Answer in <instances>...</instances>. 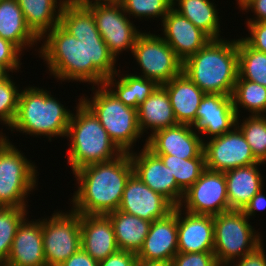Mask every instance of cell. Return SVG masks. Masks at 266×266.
<instances>
[{
    "label": "cell",
    "mask_w": 266,
    "mask_h": 266,
    "mask_svg": "<svg viewBox=\"0 0 266 266\" xmlns=\"http://www.w3.org/2000/svg\"><path fill=\"white\" fill-rule=\"evenodd\" d=\"M117 76L119 79L116 80ZM104 84L120 101L134 109H137L159 86L156 81L133 73L120 76L118 71L111 77L106 78Z\"/></svg>",
    "instance_id": "f1b7e54d"
},
{
    "label": "cell",
    "mask_w": 266,
    "mask_h": 266,
    "mask_svg": "<svg viewBox=\"0 0 266 266\" xmlns=\"http://www.w3.org/2000/svg\"><path fill=\"white\" fill-rule=\"evenodd\" d=\"M42 40L39 57L58 80L89 82L94 90V86L104 84L106 78L120 71L103 38H76L58 24Z\"/></svg>",
    "instance_id": "6da1fadb"
},
{
    "label": "cell",
    "mask_w": 266,
    "mask_h": 266,
    "mask_svg": "<svg viewBox=\"0 0 266 266\" xmlns=\"http://www.w3.org/2000/svg\"><path fill=\"white\" fill-rule=\"evenodd\" d=\"M0 266H13V265H10L9 263H3V264H0Z\"/></svg>",
    "instance_id": "816d5d0a"
},
{
    "label": "cell",
    "mask_w": 266,
    "mask_h": 266,
    "mask_svg": "<svg viewBox=\"0 0 266 266\" xmlns=\"http://www.w3.org/2000/svg\"><path fill=\"white\" fill-rule=\"evenodd\" d=\"M238 5H239V8L241 10V8L249 1V0H236Z\"/></svg>",
    "instance_id": "f907efd6"
},
{
    "label": "cell",
    "mask_w": 266,
    "mask_h": 266,
    "mask_svg": "<svg viewBox=\"0 0 266 266\" xmlns=\"http://www.w3.org/2000/svg\"><path fill=\"white\" fill-rule=\"evenodd\" d=\"M228 266H266V254L263 242L253 252L245 254L239 259H235Z\"/></svg>",
    "instance_id": "7bdbcfd3"
},
{
    "label": "cell",
    "mask_w": 266,
    "mask_h": 266,
    "mask_svg": "<svg viewBox=\"0 0 266 266\" xmlns=\"http://www.w3.org/2000/svg\"><path fill=\"white\" fill-rule=\"evenodd\" d=\"M158 156L166 167H169L173 174L177 186L185 192L193 185L206 169L205 157H196L191 159H181L174 155L154 154Z\"/></svg>",
    "instance_id": "836d02e7"
},
{
    "label": "cell",
    "mask_w": 266,
    "mask_h": 266,
    "mask_svg": "<svg viewBox=\"0 0 266 266\" xmlns=\"http://www.w3.org/2000/svg\"><path fill=\"white\" fill-rule=\"evenodd\" d=\"M177 206L162 219L151 223L142 248L136 254L138 259L171 263L178 253Z\"/></svg>",
    "instance_id": "d6986e66"
},
{
    "label": "cell",
    "mask_w": 266,
    "mask_h": 266,
    "mask_svg": "<svg viewBox=\"0 0 266 266\" xmlns=\"http://www.w3.org/2000/svg\"><path fill=\"white\" fill-rule=\"evenodd\" d=\"M4 135L0 132V206L26 208L28 194L38 185L37 167Z\"/></svg>",
    "instance_id": "52a82bcc"
},
{
    "label": "cell",
    "mask_w": 266,
    "mask_h": 266,
    "mask_svg": "<svg viewBox=\"0 0 266 266\" xmlns=\"http://www.w3.org/2000/svg\"><path fill=\"white\" fill-rule=\"evenodd\" d=\"M209 140H204L203 150L205 167L208 170L226 172L259 163L236 125L227 133Z\"/></svg>",
    "instance_id": "7c38bea8"
},
{
    "label": "cell",
    "mask_w": 266,
    "mask_h": 266,
    "mask_svg": "<svg viewBox=\"0 0 266 266\" xmlns=\"http://www.w3.org/2000/svg\"><path fill=\"white\" fill-rule=\"evenodd\" d=\"M161 22L162 35H164L162 38L182 62L197 53L211 40L205 32L173 8Z\"/></svg>",
    "instance_id": "e0dca14e"
},
{
    "label": "cell",
    "mask_w": 266,
    "mask_h": 266,
    "mask_svg": "<svg viewBox=\"0 0 266 266\" xmlns=\"http://www.w3.org/2000/svg\"><path fill=\"white\" fill-rule=\"evenodd\" d=\"M11 77L9 74L0 81V122L9 128L14 122L21 92Z\"/></svg>",
    "instance_id": "74e56055"
},
{
    "label": "cell",
    "mask_w": 266,
    "mask_h": 266,
    "mask_svg": "<svg viewBox=\"0 0 266 266\" xmlns=\"http://www.w3.org/2000/svg\"><path fill=\"white\" fill-rule=\"evenodd\" d=\"M172 6L211 39H221L219 13L214 3L209 0H173Z\"/></svg>",
    "instance_id": "f546056e"
},
{
    "label": "cell",
    "mask_w": 266,
    "mask_h": 266,
    "mask_svg": "<svg viewBox=\"0 0 266 266\" xmlns=\"http://www.w3.org/2000/svg\"><path fill=\"white\" fill-rule=\"evenodd\" d=\"M192 125L176 124L146 138L145 147L153 154L174 155L181 159L205 157L203 136Z\"/></svg>",
    "instance_id": "9a60e30c"
},
{
    "label": "cell",
    "mask_w": 266,
    "mask_h": 266,
    "mask_svg": "<svg viewBox=\"0 0 266 266\" xmlns=\"http://www.w3.org/2000/svg\"><path fill=\"white\" fill-rule=\"evenodd\" d=\"M171 266H220L214 252H178L171 261Z\"/></svg>",
    "instance_id": "f35d334b"
},
{
    "label": "cell",
    "mask_w": 266,
    "mask_h": 266,
    "mask_svg": "<svg viewBox=\"0 0 266 266\" xmlns=\"http://www.w3.org/2000/svg\"><path fill=\"white\" fill-rule=\"evenodd\" d=\"M59 266H99V262L80 248Z\"/></svg>",
    "instance_id": "ee69618b"
},
{
    "label": "cell",
    "mask_w": 266,
    "mask_h": 266,
    "mask_svg": "<svg viewBox=\"0 0 266 266\" xmlns=\"http://www.w3.org/2000/svg\"><path fill=\"white\" fill-rule=\"evenodd\" d=\"M162 86L167 91L177 123L193 126L205 93L184 72Z\"/></svg>",
    "instance_id": "603a6c76"
},
{
    "label": "cell",
    "mask_w": 266,
    "mask_h": 266,
    "mask_svg": "<svg viewBox=\"0 0 266 266\" xmlns=\"http://www.w3.org/2000/svg\"><path fill=\"white\" fill-rule=\"evenodd\" d=\"M183 212L185 214L182 213V208L177 206L178 252H213V216Z\"/></svg>",
    "instance_id": "ffe728a7"
},
{
    "label": "cell",
    "mask_w": 266,
    "mask_h": 266,
    "mask_svg": "<svg viewBox=\"0 0 266 266\" xmlns=\"http://www.w3.org/2000/svg\"><path fill=\"white\" fill-rule=\"evenodd\" d=\"M247 23L250 37L242 39L253 49L266 53V22H245Z\"/></svg>",
    "instance_id": "60d3db41"
},
{
    "label": "cell",
    "mask_w": 266,
    "mask_h": 266,
    "mask_svg": "<svg viewBox=\"0 0 266 266\" xmlns=\"http://www.w3.org/2000/svg\"><path fill=\"white\" fill-rule=\"evenodd\" d=\"M238 74L266 87V53L251 48L241 37L237 39Z\"/></svg>",
    "instance_id": "d6a6232c"
},
{
    "label": "cell",
    "mask_w": 266,
    "mask_h": 266,
    "mask_svg": "<svg viewBox=\"0 0 266 266\" xmlns=\"http://www.w3.org/2000/svg\"><path fill=\"white\" fill-rule=\"evenodd\" d=\"M213 252L220 266L253 252L263 241L242 210H229L213 216Z\"/></svg>",
    "instance_id": "ba28073f"
},
{
    "label": "cell",
    "mask_w": 266,
    "mask_h": 266,
    "mask_svg": "<svg viewBox=\"0 0 266 266\" xmlns=\"http://www.w3.org/2000/svg\"><path fill=\"white\" fill-rule=\"evenodd\" d=\"M139 153L130 152L134 173L153 191L162 194L175 207L182 202L184 192L177 186L169 167L145 147Z\"/></svg>",
    "instance_id": "2e32d148"
},
{
    "label": "cell",
    "mask_w": 266,
    "mask_h": 266,
    "mask_svg": "<svg viewBox=\"0 0 266 266\" xmlns=\"http://www.w3.org/2000/svg\"><path fill=\"white\" fill-rule=\"evenodd\" d=\"M233 107L239 117V109L245 108L250 115H266V87L241 79L239 76L232 93ZM241 106V108H240Z\"/></svg>",
    "instance_id": "1f68e13d"
},
{
    "label": "cell",
    "mask_w": 266,
    "mask_h": 266,
    "mask_svg": "<svg viewBox=\"0 0 266 266\" xmlns=\"http://www.w3.org/2000/svg\"><path fill=\"white\" fill-rule=\"evenodd\" d=\"M78 101L66 135L70 139L67 161L72 172L94 163L112 161L123 154L95 114L81 99Z\"/></svg>",
    "instance_id": "277c9868"
},
{
    "label": "cell",
    "mask_w": 266,
    "mask_h": 266,
    "mask_svg": "<svg viewBox=\"0 0 266 266\" xmlns=\"http://www.w3.org/2000/svg\"><path fill=\"white\" fill-rule=\"evenodd\" d=\"M136 266H171V263L156 262V261H146V260L138 259Z\"/></svg>",
    "instance_id": "7dc6e473"
},
{
    "label": "cell",
    "mask_w": 266,
    "mask_h": 266,
    "mask_svg": "<svg viewBox=\"0 0 266 266\" xmlns=\"http://www.w3.org/2000/svg\"><path fill=\"white\" fill-rule=\"evenodd\" d=\"M21 54L22 51L15 44L0 37V64L11 73L21 68Z\"/></svg>",
    "instance_id": "ab89813d"
},
{
    "label": "cell",
    "mask_w": 266,
    "mask_h": 266,
    "mask_svg": "<svg viewBox=\"0 0 266 266\" xmlns=\"http://www.w3.org/2000/svg\"><path fill=\"white\" fill-rule=\"evenodd\" d=\"M179 207L192 214L212 216L229 211L224 172L205 169L184 192Z\"/></svg>",
    "instance_id": "4fadbf2b"
},
{
    "label": "cell",
    "mask_w": 266,
    "mask_h": 266,
    "mask_svg": "<svg viewBox=\"0 0 266 266\" xmlns=\"http://www.w3.org/2000/svg\"><path fill=\"white\" fill-rule=\"evenodd\" d=\"M133 173L129 153L73 172L78 188L71 199L72 210L80 215H107L118 210L126 183Z\"/></svg>",
    "instance_id": "7a4b0ae2"
},
{
    "label": "cell",
    "mask_w": 266,
    "mask_h": 266,
    "mask_svg": "<svg viewBox=\"0 0 266 266\" xmlns=\"http://www.w3.org/2000/svg\"><path fill=\"white\" fill-rule=\"evenodd\" d=\"M241 9L245 12L251 9L256 15L253 20L250 18L246 22H266V0H249Z\"/></svg>",
    "instance_id": "f6af8a7d"
},
{
    "label": "cell",
    "mask_w": 266,
    "mask_h": 266,
    "mask_svg": "<svg viewBox=\"0 0 266 266\" xmlns=\"http://www.w3.org/2000/svg\"><path fill=\"white\" fill-rule=\"evenodd\" d=\"M205 94L232 96L238 74L237 40L211 39L182 66Z\"/></svg>",
    "instance_id": "3957f363"
},
{
    "label": "cell",
    "mask_w": 266,
    "mask_h": 266,
    "mask_svg": "<svg viewBox=\"0 0 266 266\" xmlns=\"http://www.w3.org/2000/svg\"><path fill=\"white\" fill-rule=\"evenodd\" d=\"M7 263L13 266H47L41 219L28 221L27 218L20 224Z\"/></svg>",
    "instance_id": "44dd1931"
},
{
    "label": "cell",
    "mask_w": 266,
    "mask_h": 266,
    "mask_svg": "<svg viewBox=\"0 0 266 266\" xmlns=\"http://www.w3.org/2000/svg\"><path fill=\"white\" fill-rule=\"evenodd\" d=\"M262 162L224 172L229 210H243L251 198L263 189Z\"/></svg>",
    "instance_id": "cb8c5ba5"
},
{
    "label": "cell",
    "mask_w": 266,
    "mask_h": 266,
    "mask_svg": "<svg viewBox=\"0 0 266 266\" xmlns=\"http://www.w3.org/2000/svg\"><path fill=\"white\" fill-rule=\"evenodd\" d=\"M72 112L43 88L26 87L21 90L17 113L11 131L52 137H66Z\"/></svg>",
    "instance_id": "5b68a950"
},
{
    "label": "cell",
    "mask_w": 266,
    "mask_h": 266,
    "mask_svg": "<svg viewBox=\"0 0 266 266\" xmlns=\"http://www.w3.org/2000/svg\"><path fill=\"white\" fill-rule=\"evenodd\" d=\"M97 88L92 98L81 97V101L99 119L116 146L123 153L132 152L134 144L142 137L137 109L126 106L105 84Z\"/></svg>",
    "instance_id": "8992f818"
},
{
    "label": "cell",
    "mask_w": 266,
    "mask_h": 266,
    "mask_svg": "<svg viewBox=\"0 0 266 266\" xmlns=\"http://www.w3.org/2000/svg\"><path fill=\"white\" fill-rule=\"evenodd\" d=\"M236 119L231 96L205 94L196 112L193 128L203 136L214 138L230 131L236 125Z\"/></svg>",
    "instance_id": "ac0fdd59"
},
{
    "label": "cell",
    "mask_w": 266,
    "mask_h": 266,
    "mask_svg": "<svg viewBox=\"0 0 266 266\" xmlns=\"http://www.w3.org/2000/svg\"><path fill=\"white\" fill-rule=\"evenodd\" d=\"M80 227L81 248L94 260L99 262L119 250L107 215H81Z\"/></svg>",
    "instance_id": "7402d4cb"
},
{
    "label": "cell",
    "mask_w": 266,
    "mask_h": 266,
    "mask_svg": "<svg viewBox=\"0 0 266 266\" xmlns=\"http://www.w3.org/2000/svg\"><path fill=\"white\" fill-rule=\"evenodd\" d=\"M128 17L135 16L139 19L161 17L162 21L173 8V0H118ZM142 17V18H141Z\"/></svg>",
    "instance_id": "8d00e7d4"
},
{
    "label": "cell",
    "mask_w": 266,
    "mask_h": 266,
    "mask_svg": "<svg viewBox=\"0 0 266 266\" xmlns=\"http://www.w3.org/2000/svg\"><path fill=\"white\" fill-rule=\"evenodd\" d=\"M93 13L97 29L107 44L109 51L117 56L133 47L137 37L142 33L127 17L118 0L92 2L86 5Z\"/></svg>",
    "instance_id": "8fae6325"
},
{
    "label": "cell",
    "mask_w": 266,
    "mask_h": 266,
    "mask_svg": "<svg viewBox=\"0 0 266 266\" xmlns=\"http://www.w3.org/2000/svg\"><path fill=\"white\" fill-rule=\"evenodd\" d=\"M103 1H113V0H65V2L76 5H87L92 2H103Z\"/></svg>",
    "instance_id": "c3c4849f"
},
{
    "label": "cell",
    "mask_w": 266,
    "mask_h": 266,
    "mask_svg": "<svg viewBox=\"0 0 266 266\" xmlns=\"http://www.w3.org/2000/svg\"><path fill=\"white\" fill-rule=\"evenodd\" d=\"M240 124V126H239ZM236 126L241 130L245 140L250 145L255 158L266 162V115H250L243 123L236 119Z\"/></svg>",
    "instance_id": "d590c367"
},
{
    "label": "cell",
    "mask_w": 266,
    "mask_h": 266,
    "mask_svg": "<svg viewBox=\"0 0 266 266\" xmlns=\"http://www.w3.org/2000/svg\"><path fill=\"white\" fill-rule=\"evenodd\" d=\"M160 35L142 32L135 42L132 55L142 72L141 77L163 85L182 72L183 62Z\"/></svg>",
    "instance_id": "30bf717a"
},
{
    "label": "cell",
    "mask_w": 266,
    "mask_h": 266,
    "mask_svg": "<svg viewBox=\"0 0 266 266\" xmlns=\"http://www.w3.org/2000/svg\"><path fill=\"white\" fill-rule=\"evenodd\" d=\"M59 24L76 38H102L93 13L86 5L65 2Z\"/></svg>",
    "instance_id": "4dcf8cb0"
},
{
    "label": "cell",
    "mask_w": 266,
    "mask_h": 266,
    "mask_svg": "<svg viewBox=\"0 0 266 266\" xmlns=\"http://www.w3.org/2000/svg\"><path fill=\"white\" fill-rule=\"evenodd\" d=\"M27 208L0 207V264L6 263L20 224L27 218Z\"/></svg>",
    "instance_id": "e575fe53"
},
{
    "label": "cell",
    "mask_w": 266,
    "mask_h": 266,
    "mask_svg": "<svg viewBox=\"0 0 266 266\" xmlns=\"http://www.w3.org/2000/svg\"><path fill=\"white\" fill-rule=\"evenodd\" d=\"M81 215L55 212L42 219V236L47 266H59L81 248Z\"/></svg>",
    "instance_id": "9c48e42d"
},
{
    "label": "cell",
    "mask_w": 266,
    "mask_h": 266,
    "mask_svg": "<svg viewBox=\"0 0 266 266\" xmlns=\"http://www.w3.org/2000/svg\"><path fill=\"white\" fill-rule=\"evenodd\" d=\"M0 37L11 41L21 51L40 42L28 27L16 0H0Z\"/></svg>",
    "instance_id": "484cf974"
},
{
    "label": "cell",
    "mask_w": 266,
    "mask_h": 266,
    "mask_svg": "<svg viewBox=\"0 0 266 266\" xmlns=\"http://www.w3.org/2000/svg\"><path fill=\"white\" fill-rule=\"evenodd\" d=\"M107 216L112 222L118 249L137 254L143 246L152 222L119 210Z\"/></svg>",
    "instance_id": "4316f807"
},
{
    "label": "cell",
    "mask_w": 266,
    "mask_h": 266,
    "mask_svg": "<svg viewBox=\"0 0 266 266\" xmlns=\"http://www.w3.org/2000/svg\"><path fill=\"white\" fill-rule=\"evenodd\" d=\"M137 260L136 253L118 250L106 259L99 261V266H136Z\"/></svg>",
    "instance_id": "b9f144b4"
},
{
    "label": "cell",
    "mask_w": 266,
    "mask_h": 266,
    "mask_svg": "<svg viewBox=\"0 0 266 266\" xmlns=\"http://www.w3.org/2000/svg\"><path fill=\"white\" fill-rule=\"evenodd\" d=\"M174 207L167 198L153 191L133 173L126 183L118 210L153 222L166 217Z\"/></svg>",
    "instance_id": "5bb4252c"
},
{
    "label": "cell",
    "mask_w": 266,
    "mask_h": 266,
    "mask_svg": "<svg viewBox=\"0 0 266 266\" xmlns=\"http://www.w3.org/2000/svg\"><path fill=\"white\" fill-rule=\"evenodd\" d=\"M16 1L24 14L28 27L39 39L60 23V14L65 0Z\"/></svg>",
    "instance_id": "83f0119b"
},
{
    "label": "cell",
    "mask_w": 266,
    "mask_h": 266,
    "mask_svg": "<svg viewBox=\"0 0 266 266\" xmlns=\"http://www.w3.org/2000/svg\"><path fill=\"white\" fill-rule=\"evenodd\" d=\"M262 191L263 189H261L257 194H255L242 210L248 218L255 216V212H257V210L266 209V196L265 194L263 195Z\"/></svg>",
    "instance_id": "bcb514c9"
},
{
    "label": "cell",
    "mask_w": 266,
    "mask_h": 266,
    "mask_svg": "<svg viewBox=\"0 0 266 266\" xmlns=\"http://www.w3.org/2000/svg\"><path fill=\"white\" fill-rule=\"evenodd\" d=\"M137 119L142 135L151 129L148 138L157 131L178 124L167 91L162 85L138 106Z\"/></svg>",
    "instance_id": "d4e9b609"
},
{
    "label": "cell",
    "mask_w": 266,
    "mask_h": 266,
    "mask_svg": "<svg viewBox=\"0 0 266 266\" xmlns=\"http://www.w3.org/2000/svg\"><path fill=\"white\" fill-rule=\"evenodd\" d=\"M9 71L0 64V81L5 79L9 75Z\"/></svg>",
    "instance_id": "681fc988"
}]
</instances>
